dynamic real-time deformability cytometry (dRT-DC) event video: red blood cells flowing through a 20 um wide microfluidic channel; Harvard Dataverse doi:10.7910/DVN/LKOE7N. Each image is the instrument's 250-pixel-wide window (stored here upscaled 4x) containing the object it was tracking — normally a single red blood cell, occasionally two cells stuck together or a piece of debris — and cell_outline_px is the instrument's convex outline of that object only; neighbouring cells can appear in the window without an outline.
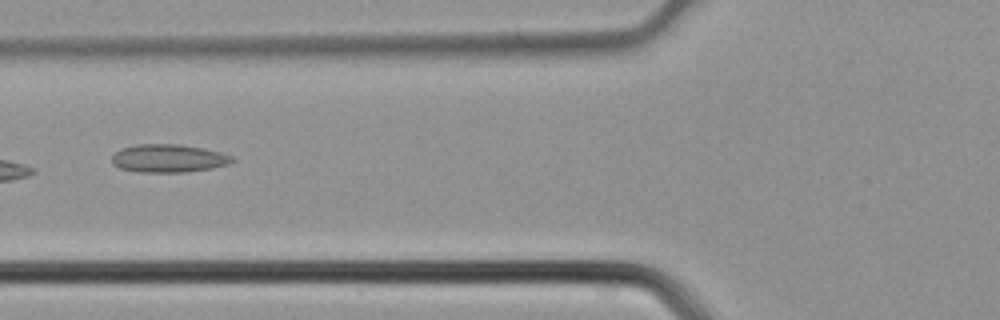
{"species": "common noctule bat (a hibernating species)", "species_latin": "Nyctalus noctula", "temperature_condition": "cold", "stored_images_in_passage": 4, "camera_frame_rate_fps": 3000, "um_per_image_px": 0.085, "animal": {"sex": "male", "body_mass_g": 21.5, "forearm_length_mm": 52.0}, "frame": {"image": 1, "passage_image": 4, "time_ms": 1.0, "image_size_px": [1000, 320], "cell_outline_px": [[236, 160], [228, 164], [212, 168], [188, 172], [140, 172], [120, 168], [112, 164], [112, 156], [120, 148], [136, 144], [180, 144], [220, 152], [232, 156]], "centroid_in_image_um": [14.31, 13.46], "position_along_channel_um": 111.5, "area_um2": 19.71}}